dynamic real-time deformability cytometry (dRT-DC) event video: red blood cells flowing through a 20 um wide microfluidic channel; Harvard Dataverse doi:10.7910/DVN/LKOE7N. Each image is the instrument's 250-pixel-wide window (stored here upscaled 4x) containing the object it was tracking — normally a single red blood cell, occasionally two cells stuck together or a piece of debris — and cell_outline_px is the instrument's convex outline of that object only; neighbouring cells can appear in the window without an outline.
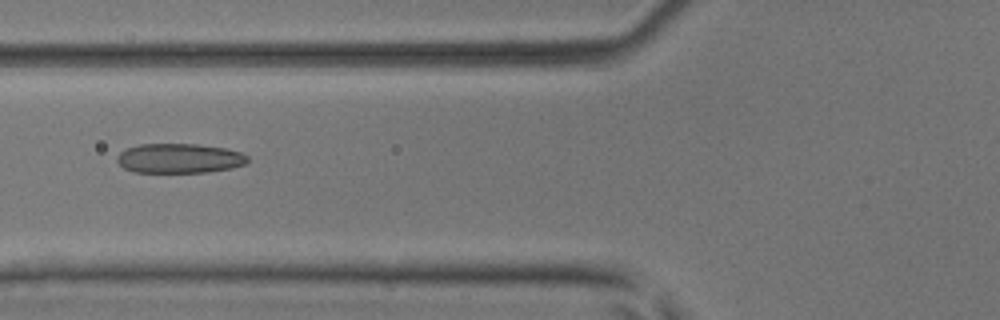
{"species": "common noctule bat (a hibernating species)", "species_latin": "Nyctalus noctula", "temperature_condition": "room temperature", "stored_images_in_passage": 50, "camera_frame_rate_fps": 3000, "um_per_image_px": 0.085, "animal": {"sex": "male", "body_mass_g": 17.9, "forearm_length_mm": 54.2}, "frame": {"image": 1, "passage_image": 20, "time_ms": 6.333, "image_size_px": [1000, 320], "cell_outline_px": [[248, 160], [244, 164], [232, 168], [208, 172], [132, 172], [124, 168], [116, 160], [116, 156], [120, 152], [128, 148], [140, 144], [200, 144], [224, 148], [240, 152], [248, 156]], "centroid_in_image_um": [15.23, 13.46], "position_along_channel_um": 110.6, "area_um2": 22.54}}
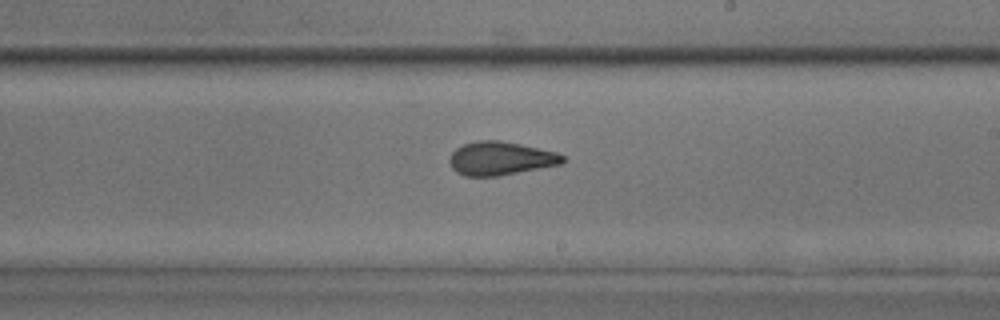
{"frame": {"image": 2, "passage_image": 30, "time_ms": 9.667, "image_size_px": [1000, 320], "cell_outline_px": [[564, 160], [560, 164], [496, 176], [464, 176], [456, 172], [452, 168], [448, 160], [452, 152], [456, 148], [464, 144], [476, 140], [500, 140], [520, 144], [556, 152], [564, 156]], "centroid_in_image_um": [42.49, 13.46], "position_along_channel_um": 246.5, "area_um2": 21.91}}
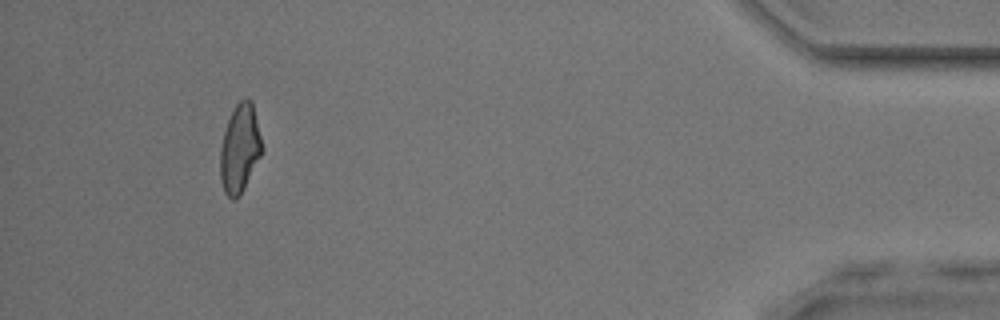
{"frame": {"image": 3, "passage_image": 47, "time_ms": 15.333, "image_size_px": [1000, 320], "cell_outline_px": [[264, 148], [240, 196], [236, 200], [232, 200], [224, 192], [220, 180], [220, 148], [224, 132], [228, 120], [236, 104], [244, 96], [248, 96], [252, 100]], "centroid_in_image_um": [20.39, 12.61], "position_along_channel_um": 414.8, "area_um2": 21.73}, "authors_computed_cell_mechanics": {"area_um2": 22.3397, "velocity_mm_per_s": 4.0879, "shape_relaxation_time_tau1_ms": null, "shape_relaxation_time_tau2_ms": 1.5956, "deformation_change_tau1": null, "deformation_change_tau2": 0.0892}}